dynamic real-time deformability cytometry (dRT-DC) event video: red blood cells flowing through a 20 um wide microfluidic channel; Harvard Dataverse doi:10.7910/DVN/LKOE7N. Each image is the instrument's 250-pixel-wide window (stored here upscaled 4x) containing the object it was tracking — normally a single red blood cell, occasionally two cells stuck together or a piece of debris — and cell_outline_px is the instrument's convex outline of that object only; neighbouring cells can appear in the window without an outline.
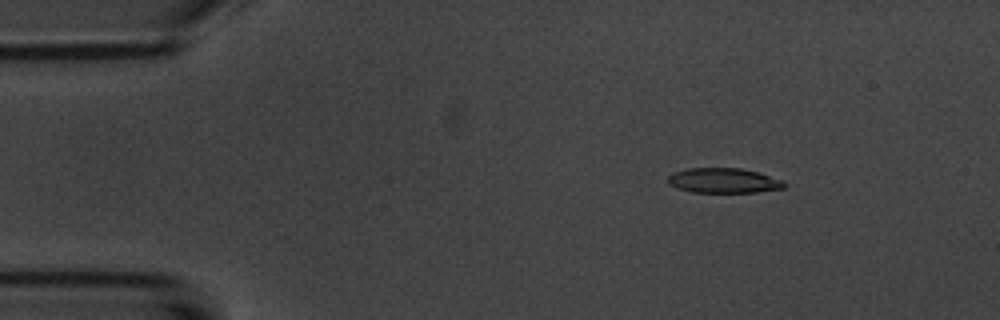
{"species": "common noctule bat (a hibernating species)", "species_latin": "Nyctalus noctula", "temperature_condition": "room temperature", "stored_images_in_passage": 4, "camera_frame_rate_fps": 3000, "um_per_image_px": 0.085, "animal": {"sex": "male", "body_mass_g": 20.1, "forearm_length_mm": 53.5}, "frame": {"image": 1, "passage_image": 2, "time_ms": 1.0, "image_size_px": [1000, 320], "cell_outline_px": [[788, 184], [784, 188], [756, 192], [692, 192], [676, 188], [668, 184], [668, 176], [672, 172], [688, 168], [740, 168], [756, 172], [784, 180]], "centroid_in_image_um": [61.49, 15.35], "position_along_channel_um": 23.5, "area_um2": 16.99}}